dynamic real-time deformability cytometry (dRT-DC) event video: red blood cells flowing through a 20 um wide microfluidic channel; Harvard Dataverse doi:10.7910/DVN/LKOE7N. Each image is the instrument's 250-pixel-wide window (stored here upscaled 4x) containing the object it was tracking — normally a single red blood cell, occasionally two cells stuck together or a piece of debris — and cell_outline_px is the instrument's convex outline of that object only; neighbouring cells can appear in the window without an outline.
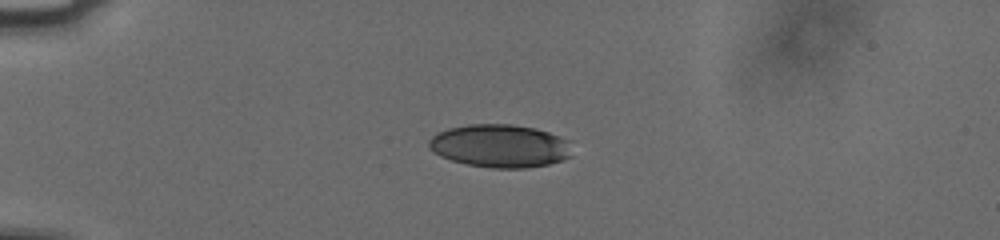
{"species": "human", "species_latin": "Homo sapiens", "temperature_condition": "cold", "stored_images_in_passage": 56, "camera_frame_rate_fps": 3000, "um_per_image_px": 0.085, "donor": {"sex": "male"}, "frame": {"image": 1, "passage_image": 15, "time_ms": 4.667, "image_size_px": [1000, 240], "cell_outline_px": [[572, 156], [564, 160], [548, 164], [524, 168], [492, 168], [468, 164], [452, 160], [440, 156], [428, 148], [428, 140], [432, 136], [448, 128], [468, 124], [512, 124], [536, 128], [548, 132], [564, 140]], "centroid_in_image_um": [42.44, 12.4], "position_along_channel_um": 42.6, "area_um2": 35.6}}
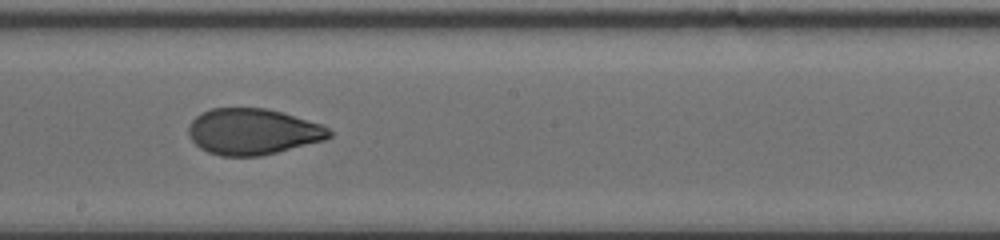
{"frame": {"image": 2, "passage_image": 33, "time_ms": 10.667, "image_size_px": [1000, 240], "cell_outline_px": [[332, 136], [324, 140], [260, 156], [220, 156], [208, 152], [200, 148], [188, 136], [188, 128], [192, 120], [196, 116], [212, 108], [264, 108], [280, 112], [320, 124], [328, 128], [332, 132]], "centroid_in_image_um": [21.46, 11.19], "position_along_channel_um": 226.7, "area_um2": 37.45}}
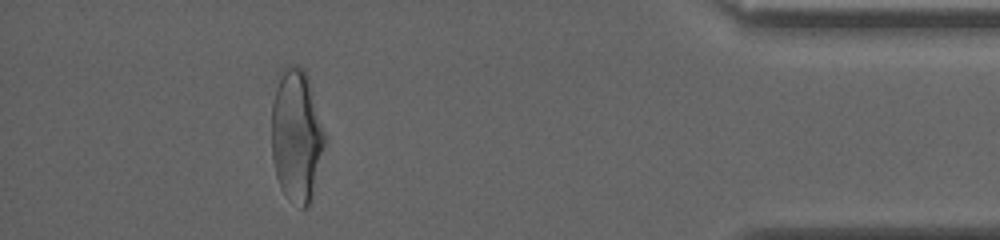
{"frame": {"image": 3, "passage_image": 51, "time_ms": 16.667, "image_size_px": [1000, 240], "cell_outline_px": [[328, 136], [312, 192], [308, 204], [304, 208], [300, 208], [288, 200], [280, 188], [276, 176], [272, 156], [272, 104], [276, 88], [284, 64], [296, 64], [304, 68], [308, 76]], "centroid_in_image_um": [25.22, 11.48], "position_along_channel_um": 410.0, "area_um2": 41.67}, "authors_computed_cell_mechanics": {"area_um2": 37.8301, "velocity_mm_per_s": 3.7861, "shape_relaxation_time_tau1_ms": 7.7363, "shape_relaxation_time_tau2_ms": 1.1555, "deformation_change_tau1": 0.2186, "deformation_change_tau2": 0.0585}}